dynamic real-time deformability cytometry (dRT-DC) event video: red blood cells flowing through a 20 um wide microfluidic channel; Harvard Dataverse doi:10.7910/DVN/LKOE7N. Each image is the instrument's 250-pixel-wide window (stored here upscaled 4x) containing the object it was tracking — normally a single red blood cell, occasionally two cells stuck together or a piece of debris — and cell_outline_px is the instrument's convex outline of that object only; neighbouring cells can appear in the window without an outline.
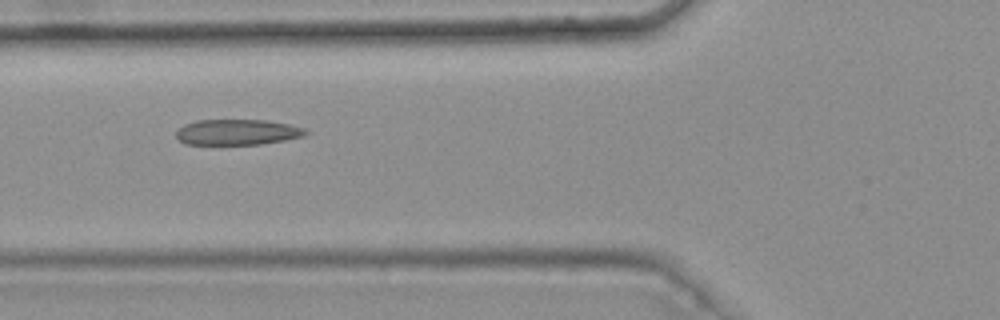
{"species": "common noctule bat (a hibernating species)", "species_latin": "Nyctalus noctula", "temperature_condition": "warm", "stored_images_in_passage": 2, "camera_frame_rate_fps": 3000, "um_per_image_px": 0.085, "animal": {"sex": "female", "body_mass_g": 25.1}, "frame": {"image": 1, "passage_image": 2, "time_ms": 0.333, "image_size_px": [1000, 320], "cell_outline_px": [[312, 132], [304, 136], [284, 140], [260, 144], [184, 144], [176, 136], [176, 132], [184, 124], [196, 120], [268, 120], [288, 124], [304, 128]], "centroid_in_image_um": [20.2, 11.22], "position_along_channel_um": 105.6, "area_um2": 19.36}}